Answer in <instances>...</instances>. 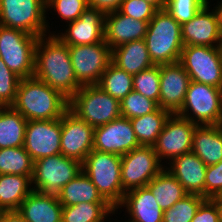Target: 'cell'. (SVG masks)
<instances>
[{
  "mask_svg": "<svg viewBox=\"0 0 222 222\" xmlns=\"http://www.w3.org/2000/svg\"><path fill=\"white\" fill-rule=\"evenodd\" d=\"M210 200L216 205V208L218 211L219 222H222V197L216 196V197L210 198Z\"/></svg>",
  "mask_w": 222,
  "mask_h": 222,
  "instance_id": "45",
  "label": "cell"
},
{
  "mask_svg": "<svg viewBox=\"0 0 222 222\" xmlns=\"http://www.w3.org/2000/svg\"><path fill=\"white\" fill-rule=\"evenodd\" d=\"M63 205L57 195L33 190L18 209L26 222H62Z\"/></svg>",
  "mask_w": 222,
  "mask_h": 222,
  "instance_id": "22",
  "label": "cell"
},
{
  "mask_svg": "<svg viewBox=\"0 0 222 222\" xmlns=\"http://www.w3.org/2000/svg\"><path fill=\"white\" fill-rule=\"evenodd\" d=\"M191 222H219L216 205L210 199H205Z\"/></svg>",
  "mask_w": 222,
  "mask_h": 222,
  "instance_id": "42",
  "label": "cell"
},
{
  "mask_svg": "<svg viewBox=\"0 0 222 222\" xmlns=\"http://www.w3.org/2000/svg\"><path fill=\"white\" fill-rule=\"evenodd\" d=\"M138 147L132 123L126 117L120 116L94 129L93 149L97 151L123 156Z\"/></svg>",
  "mask_w": 222,
  "mask_h": 222,
  "instance_id": "16",
  "label": "cell"
},
{
  "mask_svg": "<svg viewBox=\"0 0 222 222\" xmlns=\"http://www.w3.org/2000/svg\"><path fill=\"white\" fill-rule=\"evenodd\" d=\"M97 86L120 102L133 90V75L111 62Z\"/></svg>",
  "mask_w": 222,
  "mask_h": 222,
  "instance_id": "32",
  "label": "cell"
},
{
  "mask_svg": "<svg viewBox=\"0 0 222 222\" xmlns=\"http://www.w3.org/2000/svg\"><path fill=\"white\" fill-rule=\"evenodd\" d=\"M27 120L12 106L0 109V149L24 146Z\"/></svg>",
  "mask_w": 222,
  "mask_h": 222,
  "instance_id": "28",
  "label": "cell"
},
{
  "mask_svg": "<svg viewBox=\"0 0 222 222\" xmlns=\"http://www.w3.org/2000/svg\"><path fill=\"white\" fill-rule=\"evenodd\" d=\"M57 197L63 206H73L83 202H107L82 170L62 187Z\"/></svg>",
  "mask_w": 222,
  "mask_h": 222,
  "instance_id": "27",
  "label": "cell"
},
{
  "mask_svg": "<svg viewBox=\"0 0 222 222\" xmlns=\"http://www.w3.org/2000/svg\"><path fill=\"white\" fill-rule=\"evenodd\" d=\"M33 167L24 146L0 149V174L33 175Z\"/></svg>",
  "mask_w": 222,
  "mask_h": 222,
  "instance_id": "33",
  "label": "cell"
},
{
  "mask_svg": "<svg viewBox=\"0 0 222 222\" xmlns=\"http://www.w3.org/2000/svg\"><path fill=\"white\" fill-rule=\"evenodd\" d=\"M196 126V124L178 114H170L153 145L159 161L161 162L165 158L172 160L182 154L191 152Z\"/></svg>",
  "mask_w": 222,
  "mask_h": 222,
  "instance_id": "13",
  "label": "cell"
},
{
  "mask_svg": "<svg viewBox=\"0 0 222 222\" xmlns=\"http://www.w3.org/2000/svg\"><path fill=\"white\" fill-rule=\"evenodd\" d=\"M24 148L33 161L61 153V120H30L25 130Z\"/></svg>",
  "mask_w": 222,
  "mask_h": 222,
  "instance_id": "15",
  "label": "cell"
},
{
  "mask_svg": "<svg viewBox=\"0 0 222 222\" xmlns=\"http://www.w3.org/2000/svg\"><path fill=\"white\" fill-rule=\"evenodd\" d=\"M3 107H4V105L0 102V109L3 108Z\"/></svg>",
  "mask_w": 222,
  "mask_h": 222,
  "instance_id": "49",
  "label": "cell"
},
{
  "mask_svg": "<svg viewBox=\"0 0 222 222\" xmlns=\"http://www.w3.org/2000/svg\"><path fill=\"white\" fill-rule=\"evenodd\" d=\"M179 62L191 81L222 88V57L219 46H184Z\"/></svg>",
  "mask_w": 222,
  "mask_h": 222,
  "instance_id": "10",
  "label": "cell"
},
{
  "mask_svg": "<svg viewBox=\"0 0 222 222\" xmlns=\"http://www.w3.org/2000/svg\"><path fill=\"white\" fill-rule=\"evenodd\" d=\"M47 8H54L64 20L75 21L88 7L87 0H46Z\"/></svg>",
  "mask_w": 222,
  "mask_h": 222,
  "instance_id": "39",
  "label": "cell"
},
{
  "mask_svg": "<svg viewBox=\"0 0 222 222\" xmlns=\"http://www.w3.org/2000/svg\"><path fill=\"white\" fill-rule=\"evenodd\" d=\"M115 209L108 202H83L73 206H63L62 222H104L106 215Z\"/></svg>",
  "mask_w": 222,
  "mask_h": 222,
  "instance_id": "31",
  "label": "cell"
},
{
  "mask_svg": "<svg viewBox=\"0 0 222 222\" xmlns=\"http://www.w3.org/2000/svg\"><path fill=\"white\" fill-rule=\"evenodd\" d=\"M77 81L82 85H97L112 62V49L103 40L90 45H68Z\"/></svg>",
  "mask_w": 222,
  "mask_h": 222,
  "instance_id": "11",
  "label": "cell"
},
{
  "mask_svg": "<svg viewBox=\"0 0 222 222\" xmlns=\"http://www.w3.org/2000/svg\"><path fill=\"white\" fill-rule=\"evenodd\" d=\"M48 36L37 40L34 77L70 99L82 85L75 77L69 47L55 34Z\"/></svg>",
  "mask_w": 222,
  "mask_h": 222,
  "instance_id": "1",
  "label": "cell"
},
{
  "mask_svg": "<svg viewBox=\"0 0 222 222\" xmlns=\"http://www.w3.org/2000/svg\"><path fill=\"white\" fill-rule=\"evenodd\" d=\"M32 175L0 174V212L17 211L33 191ZM30 185V186H29Z\"/></svg>",
  "mask_w": 222,
  "mask_h": 222,
  "instance_id": "26",
  "label": "cell"
},
{
  "mask_svg": "<svg viewBox=\"0 0 222 222\" xmlns=\"http://www.w3.org/2000/svg\"><path fill=\"white\" fill-rule=\"evenodd\" d=\"M69 109L94 128L121 116L120 102L97 85L82 86L69 99Z\"/></svg>",
  "mask_w": 222,
  "mask_h": 222,
  "instance_id": "5",
  "label": "cell"
},
{
  "mask_svg": "<svg viewBox=\"0 0 222 222\" xmlns=\"http://www.w3.org/2000/svg\"><path fill=\"white\" fill-rule=\"evenodd\" d=\"M153 146H140L121 156V184L123 191L147 184L163 169Z\"/></svg>",
  "mask_w": 222,
  "mask_h": 222,
  "instance_id": "12",
  "label": "cell"
},
{
  "mask_svg": "<svg viewBox=\"0 0 222 222\" xmlns=\"http://www.w3.org/2000/svg\"><path fill=\"white\" fill-rule=\"evenodd\" d=\"M158 107L155 101L134 90L120 101L121 116L128 119L146 115L155 111Z\"/></svg>",
  "mask_w": 222,
  "mask_h": 222,
  "instance_id": "36",
  "label": "cell"
},
{
  "mask_svg": "<svg viewBox=\"0 0 222 222\" xmlns=\"http://www.w3.org/2000/svg\"><path fill=\"white\" fill-rule=\"evenodd\" d=\"M205 198L198 194H187L170 209L164 210L162 222H191Z\"/></svg>",
  "mask_w": 222,
  "mask_h": 222,
  "instance_id": "34",
  "label": "cell"
},
{
  "mask_svg": "<svg viewBox=\"0 0 222 222\" xmlns=\"http://www.w3.org/2000/svg\"><path fill=\"white\" fill-rule=\"evenodd\" d=\"M11 106L27 121L54 120L61 118L69 109V99L33 76L20 79L16 99Z\"/></svg>",
  "mask_w": 222,
  "mask_h": 222,
  "instance_id": "2",
  "label": "cell"
},
{
  "mask_svg": "<svg viewBox=\"0 0 222 222\" xmlns=\"http://www.w3.org/2000/svg\"><path fill=\"white\" fill-rule=\"evenodd\" d=\"M38 36L0 25V57L17 76H34Z\"/></svg>",
  "mask_w": 222,
  "mask_h": 222,
  "instance_id": "6",
  "label": "cell"
},
{
  "mask_svg": "<svg viewBox=\"0 0 222 222\" xmlns=\"http://www.w3.org/2000/svg\"><path fill=\"white\" fill-rule=\"evenodd\" d=\"M119 11L136 20L149 22L158 10L144 0H123Z\"/></svg>",
  "mask_w": 222,
  "mask_h": 222,
  "instance_id": "40",
  "label": "cell"
},
{
  "mask_svg": "<svg viewBox=\"0 0 222 222\" xmlns=\"http://www.w3.org/2000/svg\"><path fill=\"white\" fill-rule=\"evenodd\" d=\"M20 79L0 57V102L4 106H11L15 102Z\"/></svg>",
  "mask_w": 222,
  "mask_h": 222,
  "instance_id": "38",
  "label": "cell"
},
{
  "mask_svg": "<svg viewBox=\"0 0 222 222\" xmlns=\"http://www.w3.org/2000/svg\"><path fill=\"white\" fill-rule=\"evenodd\" d=\"M219 49H220V53H221V57H222V35H221V39H220Z\"/></svg>",
  "mask_w": 222,
  "mask_h": 222,
  "instance_id": "48",
  "label": "cell"
},
{
  "mask_svg": "<svg viewBox=\"0 0 222 222\" xmlns=\"http://www.w3.org/2000/svg\"><path fill=\"white\" fill-rule=\"evenodd\" d=\"M123 0H87L88 7L97 9L104 14L118 11Z\"/></svg>",
  "mask_w": 222,
  "mask_h": 222,
  "instance_id": "43",
  "label": "cell"
},
{
  "mask_svg": "<svg viewBox=\"0 0 222 222\" xmlns=\"http://www.w3.org/2000/svg\"><path fill=\"white\" fill-rule=\"evenodd\" d=\"M82 171L101 196L118 209L125 195L121 184V156L93 149L82 163Z\"/></svg>",
  "mask_w": 222,
  "mask_h": 222,
  "instance_id": "4",
  "label": "cell"
},
{
  "mask_svg": "<svg viewBox=\"0 0 222 222\" xmlns=\"http://www.w3.org/2000/svg\"><path fill=\"white\" fill-rule=\"evenodd\" d=\"M206 3L188 22L181 25V37L184 46H219L221 33L214 10L209 12ZM214 43H217L216 45Z\"/></svg>",
  "mask_w": 222,
  "mask_h": 222,
  "instance_id": "19",
  "label": "cell"
},
{
  "mask_svg": "<svg viewBox=\"0 0 222 222\" xmlns=\"http://www.w3.org/2000/svg\"><path fill=\"white\" fill-rule=\"evenodd\" d=\"M68 25L64 34L56 35L67 45H90L104 40L105 14L97 9L87 7Z\"/></svg>",
  "mask_w": 222,
  "mask_h": 222,
  "instance_id": "18",
  "label": "cell"
},
{
  "mask_svg": "<svg viewBox=\"0 0 222 222\" xmlns=\"http://www.w3.org/2000/svg\"><path fill=\"white\" fill-rule=\"evenodd\" d=\"M144 40L154 65L180 61L184 47L181 25L166 9L158 10L149 21Z\"/></svg>",
  "mask_w": 222,
  "mask_h": 222,
  "instance_id": "3",
  "label": "cell"
},
{
  "mask_svg": "<svg viewBox=\"0 0 222 222\" xmlns=\"http://www.w3.org/2000/svg\"><path fill=\"white\" fill-rule=\"evenodd\" d=\"M222 194V160L207 166L204 184V198L210 199Z\"/></svg>",
  "mask_w": 222,
  "mask_h": 222,
  "instance_id": "41",
  "label": "cell"
},
{
  "mask_svg": "<svg viewBox=\"0 0 222 222\" xmlns=\"http://www.w3.org/2000/svg\"><path fill=\"white\" fill-rule=\"evenodd\" d=\"M147 187L163 211L170 209L174 203L188 194L182 184L165 168L147 184Z\"/></svg>",
  "mask_w": 222,
  "mask_h": 222,
  "instance_id": "29",
  "label": "cell"
},
{
  "mask_svg": "<svg viewBox=\"0 0 222 222\" xmlns=\"http://www.w3.org/2000/svg\"><path fill=\"white\" fill-rule=\"evenodd\" d=\"M168 171L182 184L188 194L204 197V184L207 166L193 152L182 154L171 160Z\"/></svg>",
  "mask_w": 222,
  "mask_h": 222,
  "instance_id": "21",
  "label": "cell"
},
{
  "mask_svg": "<svg viewBox=\"0 0 222 222\" xmlns=\"http://www.w3.org/2000/svg\"><path fill=\"white\" fill-rule=\"evenodd\" d=\"M148 24L122 14L119 10L105 14L104 41L114 49L124 43L144 39Z\"/></svg>",
  "mask_w": 222,
  "mask_h": 222,
  "instance_id": "20",
  "label": "cell"
},
{
  "mask_svg": "<svg viewBox=\"0 0 222 222\" xmlns=\"http://www.w3.org/2000/svg\"><path fill=\"white\" fill-rule=\"evenodd\" d=\"M121 206H125L131 215L128 222H162L164 211L147 186L125 193Z\"/></svg>",
  "mask_w": 222,
  "mask_h": 222,
  "instance_id": "23",
  "label": "cell"
},
{
  "mask_svg": "<svg viewBox=\"0 0 222 222\" xmlns=\"http://www.w3.org/2000/svg\"><path fill=\"white\" fill-rule=\"evenodd\" d=\"M190 82L180 62L160 65L159 107L176 114L184 103Z\"/></svg>",
  "mask_w": 222,
  "mask_h": 222,
  "instance_id": "17",
  "label": "cell"
},
{
  "mask_svg": "<svg viewBox=\"0 0 222 222\" xmlns=\"http://www.w3.org/2000/svg\"><path fill=\"white\" fill-rule=\"evenodd\" d=\"M61 120V154L83 163L93 150L94 127L68 109Z\"/></svg>",
  "mask_w": 222,
  "mask_h": 222,
  "instance_id": "14",
  "label": "cell"
},
{
  "mask_svg": "<svg viewBox=\"0 0 222 222\" xmlns=\"http://www.w3.org/2000/svg\"><path fill=\"white\" fill-rule=\"evenodd\" d=\"M152 4L157 10H163L166 7V0H144Z\"/></svg>",
  "mask_w": 222,
  "mask_h": 222,
  "instance_id": "47",
  "label": "cell"
},
{
  "mask_svg": "<svg viewBox=\"0 0 222 222\" xmlns=\"http://www.w3.org/2000/svg\"><path fill=\"white\" fill-rule=\"evenodd\" d=\"M207 0H166L165 9L182 25L192 19Z\"/></svg>",
  "mask_w": 222,
  "mask_h": 222,
  "instance_id": "37",
  "label": "cell"
},
{
  "mask_svg": "<svg viewBox=\"0 0 222 222\" xmlns=\"http://www.w3.org/2000/svg\"><path fill=\"white\" fill-rule=\"evenodd\" d=\"M189 109L193 117L188 114ZM176 114L197 126L222 124V88L191 81L184 103Z\"/></svg>",
  "mask_w": 222,
  "mask_h": 222,
  "instance_id": "7",
  "label": "cell"
},
{
  "mask_svg": "<svg viewBox=\"0 0 222 222\" xmlns=\"http://www.w3.org/2000/svg\"><path fill=\"white\" fill-rule=\"evenodd\" d=\"M170 112L158 107L146 115L130 119L140 146H153L161 133Z\"/></svg>",
  "mask_w": 222,
  "mask_h": 222,
  "instance_id": "30",
  "label": "cell"
},
{
  "mask_svg": "<svg viewBox=\"0 0 222 222\" xmlns=\"http://www.w3.org/2000/svg\"><path fill=\"white\" fill-rule=\"evenodd\" d=\"M0 222H26L19 211H1Z\"/></svg>",
  "mask_w": 222,
  "mask_h": 222,
  "instance_id": "44",
  "label": "cell"
},
{
  "mask_svg": "<svg viewBox=\"0 0 222 222\" xmlns=\"http://www.w3.org/2000/svg\"><path fill=\"white\" fill-rule=\"evenodd\" d=\"M82 170V163L67 158L63 154L48 156L34 161L32 186L33 190L57 195L62 187L74 179Z\"/></svg>",
  "mask_w": 222,
  "mask_h": 222,
  "instance_id": "9",
  "label": "cell"
},
{
  "mask_svg": "<svg viewBox=\"0 0 222 222\" xmlns=\"http://www.w3.org/2000/svg\"><path fill=\"white\" fill-rule=\"evenodd\" d=\"M133 90L155 101L159 106L160 65H154L133 75Z\"/></svg>",
  "mask_w": 222,
  "mask_h": 222,
  "instance_id": "35",
  "label": "cell"
},
{
  "mask_svg": "<svg viewBox=\"0 0 222 222\" xmlns=\"http://www.w3.org/2000/svg\"><path fill=\"white\" fill-rule=\"evenodd\" d=\"M112 62L132 75L154 66L144 39L127 42L112 49Z\"/></svg>",
  "mask_w": 222,
  "mask_h": 222,
  "instance_id": "25",
  "label": "cell"
},
{
  "mask_svg": "<svg viewBox=\"0 0 222 222\" xmlns=\"http://www.w3.org/2000/svg\"><path fill=\"white\" fill-rule=\"evenodd\" d=\"M191 152L206 166L219 163L222 160V124L196 126Z\"/></svg>",
  "mask_w": 222,
  "mask_h": 222,
  "instance_id": "24",
  "label": "cell"
},
{
  "mask_svg": "<svg viewBox=\"0 0 222 222\" xmlns=\"http://www.w3.org/2000/svg\"><path fill=\"white\" fill-rule=\"evenodd\" d=\"M217 6L218 7H215L214 12L216 14L219 31L222 34V3L220 5L218 4Z\"/></svg>",
  "mask_w": 222,
  "mask_h": 222,
  "instance_id": "46",
  "label": "cell"
},
{
  "mask_svg": "<svg viewBox=\"0 0 222 222\" xmlns=\"http://www.w3.org/2000/svg\"><path fill=\"white\" fill-rule=\"evenodd\" d=\"M46 0H0V25L47 36Z\"/></svg>",
  "mask_w": 222,
  "mask_h": 222,
  "instance_id": "8",
  "label": "cell"
}]
</instances>
